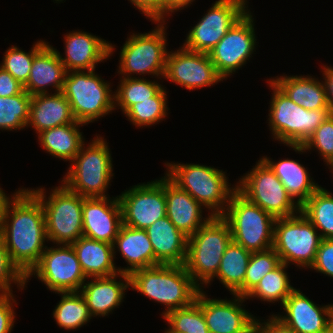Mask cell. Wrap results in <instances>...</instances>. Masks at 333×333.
Returning <instances> with one entry per match:
<instances>
[{
  "instance_id": "37",
  "label": "cell",
  "mask_w": 333,
  "mask_h": 333,
  "mask_svg": "<svg viewBox=\"0 0 333 333\" xmlns=\"http://www.w3.org/2000/svg\"><path fill=\"white\" fill-rule=\"evenodd\" d=\"M163 87L155 96L131 105L123 114L138 127L159 124L168 116L167 91Z\"/></svg>"
},
{
  "instance_id": "40",
  "label": "cell",
  "mask_w": 333,
  "mask_h": 333,
  "mask_svg": "<svg viewBox=\"0 0 333 333\" xmlns=\"http://www.w3.org/2000/svg\"><path fill=\"white\" fill-rule=\"evenodd\" d=\"M45 40H39L33 44L29 52L19 49L18 46L11 45L5 51L0 66L8 71L22 85L27 82L30 74L34 56L47 44Z\"/></svg>"
},
{
  "instance_id": "22",
  "label": "cell",
  "mask_w": 333,
  "mask_h": 333,
  "mask_svg": "<svg viewBox=\"0 0 333 333\" xmlns=\"http://www.w3.org/2000/svg\"><path fill=\"white\" fill-rule=\"evenodd\" d=\"M90 279L83 283L79 291L86 300L90 314L92 317L109 316L124 301L125 292L130 287L129 274L119 272L109 277Z\"/></svg>"
},
{
  "instance_id": "19",
  "label": "cell",
  "mask_w": 333,
  "mask_h": 333,
  "mask_svg": "<svg viewBox=\"0 0 333 333\" xmlns=\"http://www.w3.org/2000/svg\"><path fill=\"white\" fill-rule=\"evenodd\" d=\"M64 55L56 50L66 72L90 71L96 69V64L109 60L113 55L115 45L85 31H72L64 36ZM114 45V46H113Z\"/></svg>"
},
{
  "instance_id": "36",
  "label": "cell",
  "mask_w": 333,
  "mask_h": 333,
  "mask_svg": "<svg viewBox=\"0 0 333 333\" xmlns=\"http://www.w3.org/2000/svg\"><path fill=\"white\" fill-rule=\"evenodd\" d=\"M119 82L114 91V107L115 110L121 108L122 113L135 103L149 100L164 87L158 81L146 80L144 77H121Z\"/></svg>"
},
{
  "instance_id": "7",
  "label": "cell",
  "mask_w": 333,
  "mask_h": 333,
  "mask_svg": "<svg viewBox=\"0 0 333 333\" xmlns=\"http://www.w3.org/2000/svg\"><path fill=\"white\" fill-rule=\"evenodd\" d=\"M29 190L43 206L48 241L71 245L83 236V196L72 192L62 182L51 189L48 197L43 187Z\"/></svg>"
},
{
  "instance_id": "28",
  "label": "cell",
  "mask_w": 333,
  "mask_h": 333,
  "mask_svg": "<svg viewBox=\"0 0 333 333\" xmlns=\"http://www.w3.org/2000/svg\"><path fill=\"white\" fill-rule=\"evenodd\" d=\"M71 245L87 279L119 273L114 262L113 244L82 236Z\"/></svg>"
},
{
  "instance_id": "17",
  "label": "cell",
  "mask_w": 333,
  "mask_h": 333,
  "mask_svg": "<svg viewBox=\"0 0 333 333\" xmlns=\"http://www.w3.org/2000/svg\"><path fill=\"white\" fill-rule=\"evenodd\" d=\"M163 78L188 90L210 87L224 80L208 53L192 51L184 46L168 52Z\"/></svg>"
},
{
  "instance_id": "46",
  "label": "cell",
  "mask_w": 333,
  "mask_h": 333,
  "mask_svg": "<svg viewBox=\"0 0 333 333\" xmlns=\"http://www.w3.org/2000/svg\"><path fill=\"white\" fill-rule=\"evenodd\" d=\"M264 321V322H263ZM254 333H296L286 326L274 313L266 320L255 319Z\"/></svg>"
},
{
  "instance_id": "24",
  "label": "cell",
  "mask_w": 333,
  "mask_h": 333,
  "mask_svg": "<svg viewBox=\"0 0 333 333\" xmlns=\"http://www.w3.org/2000/svg\"><path fill=\"white\" fill-rule=\"evenodd\" d=\"M153 247L154 266L184 265L188 237L179 231L167 216L145 229Z\"/></svg>"
},
{
  "instance_id": "13",
  "label": "cell",
  "mask_w": 333,
  "mask_h": 333,
  "mask_svg": "<svg viewBox=\"0 0 333 333\" xmlns=\"http://www.w3.org/2000/svg\"><path fill=\"white\" fill-rule=\"evenodd\" d=\"M33 276H37L54 293L79 292L83 283L88 280L74 248L67 244L47 246L39 262L26 275V285Z\"/></svg>"
},
{
  "instance_id": "3",
  "label": "cell",
  "mask_w": 333,
  "mask_h": 333,
  "mask_svg": "<svg viewBox=\"0 0 333 333\" xmlns=\"http://www.w3.org/2000/svg\"><path fill=\"white\" fill-rule=\"evenodd\" d=\"M165 174L189 193L212 216H222L236 185L231 186L226 172L211 166L194 163L166 162Z\"/></svg>"
},
{
  "instance_id": "27",
  "label": "cell",
  "mask_w": 333,
  "mask_h": 333,
  "mask_svg": "<svg viewBox=\"0 0 333 333\" xmlns=\"http://www.w3.org/2000/svg\"><path fill=\"white\" fill-rule=\"evenodd\" d=\"M113 248L114 259L116 252L119 251L121 257L129 265L123 268L117 267L121 273L130 274L135 270L154 266L153 247L146 230L122 224L113 243Z\"/></svg>"
},
{
  "instance_id": "5",
  "label": "cell",
  "mask_w": 333,
  "mask_h": 333,
  "mask_svg": "<svg viewBox=\"0 0 333 333\" xmlns=\"http://www.w3.org/2000/svg\"><path fill=\"white\" fill-rule=\"evenodd\" d=\"M273 90L268 113V126L273 140L284 145H303L332 113L329 108L307 110L293 102L270 79Z\"/></svg>"
},
{
  "instance_id": "25",
  "label": "cell",
  "mask_w": 333,
  "mask_h": 333,
  "mask_svg": "<svg viewBox=\"0 0 333 333\" xmlns=\"http://www.w3.org/2000/svg\"><path fill=\"white\" fill-rule=\"evenodd\" d=\"M66 70L58 53L49 42L34 56L24 90L31 96L49 93L48 87L55 93L62 92Z\"/></svg>"
},
{
  "instance_id": "9",
  "label": "cell",
  "mask_w": 333,
  "mask_h": 333,
  "mask_svg": "<svg viewBox=\"0 0 333 333\" xmlns=\"http://www.w3.org/2000/svg\"><path fill=\"white\" fill-rule=\"evenodd\" d=\"M110 84L95 70L66 72L62 93L76 121L87 125L115 110Z\"/></svg>"
},
{
  "instance_id": "32",
  "label": "cell",
  "mask_w": 333,
  "mask_h": 333,
  "mask_svg": "<svg viewBox=\"0 0 333 333\" xmlns=\"http://www.w3.org/2000/svg\"><path fill=\"white\" fill-rule=\"evenodd\" d=\"M251 254V251L231 241L222 256L216 276L207 285L217 278L230 294L244 297V279Z\"/></svg>"
},
{
  "instance_id": "48",
  "label": "cell",
  "mask_w": 333,
  "mask_h": 333,
  "mask_svg": "<svg viewBox=\"0 0 333 333\" xmlns=\"http://www.w3.org/2000/svg\"><path fill=\"white\" fill-rule=\"evenodd\" d=\"M24 91V86L0 66V97H11Z\"/></svg>"
},
{
  "instance_id": "51",
  "label": "cell",
  "mask_w": 333,
  "mask_h": 333,
  "mask_svg": "<svg viewBox=\"0 0 333 333\" xmlns=\"http://www.w3.org/2000/svg\"><path fill=\"white\" fill-rule=\"evenodd\" d=\"M15 194L16 193L14 192V194L9 197L0 187V236L2 235L3 221H4V215H5V210H6L7 204L9 203V201L13 198V196Z\"/></svg>"
},
{
  "instance_id": "16",
  "label": "cell",
  "mask_w": 333,
  "mask_h": 333,
  "mask_svg": "<svg viewBox=\"0 0 333 333\" xmlns=\"http://www.w3.org/2000/svg\"><path fill=\"white\" fill-rule=\"evenodd\" d=\"M118 198L123 224L145 230L166 216L165 176L126 188Z\"/></svg>"
},
{
  "instance_id": "43",
  "label": "cell",
  "mask_w": 333,
  "mask_h": 333,
  "mask_svg": "<svg viewBox=\"0 0 333 333\" xmlns=\"http://www.w3.org/2000/svg\"><path fill=\"white\" fill-rule=\"evenodd\" d=\"M17 284L19 290L26 287V276L12 262L5 246L2 235L0 236V293H13L12 284Z\"/></svg>"
},
{
  "instance_id": "4",
  "label": "cell",
  "mask_w": 333,
  "mask_h": 333,
  "mask_svg": "<svg viewBox=\"0 0 333 333\" xmlns=\"http://www.w3.org/2000/svg\"><path fill=\"white\" fill-rule=\"evenodd\" d=\"M111 155L106 139L96 134L88 146H81L61 182L84 198L110 197L106 191L114 176Z\"/></svg>"
},
{
  "instance_id": "15",
  "label": "cell",
  "mask_w": 333,
  "mask_h": 333,
  "mask_svg": "<svg viewBox=\"0 0 333 333\" xmlns=\"http://www.w3.org/2000/svg\"><path fill=\"white\" fill-rule=\"evenodd\" d=\"M254 18L249 10L237 21L218 44L208 52L218 74L226 80L234 72L247 64L256 51L258 42L255 34Z\"/></svg>"
},
{
  "instance_id": "47",
  "label": "cell",
  "mask_w": 333,
  "mask_h": 333,
  "mask_svg": "<svg viewBox=\"0 0 333 333\" xmlns=\"http://www.w3.org/2000/svg\"><path fill=\"white\" fill-rule=\"evenodd\" d=\"M150 21H162V0H128Z\"/></svg>"
},
{
  "instance_id": "10",
  "label": "cell",
  "mask_w": 333,
  "mask_h": 333,
  "mask_svg": "<svg viewBox=\"0 0 333 333\" xmlns=\"http://www.w3.org/2000/svg\"><path fill=\"white\" fill-rule=\"evenodd\" d=\"M230 227L232 241L251 252L273 247L275 218L237 190L221 216Z\"/></svg>"
},
{
  "instance_id": "11",
  "label": "cell",
  "mask_w": 333,
  "mask_h": 333,
  "mask_svg": "<svg viewBox=\"0 0 333 333\" xmlns=\"http://www.w3.org/2000/svg\"><path fill=\"white\" fill-rule=\"evenodd\" d=\"M322 238L301 212L274 222L273 249L282 263L309 269L316 258Z\"/></svg>"
},
{
  "instance_id": "12",
  "label": "cell",
  "mask_w": 333,
  "mask_h": 333,
  "mask_svg": "<svg viewBox=\"0 0 333 333\" xmlns=\"http://www.w3.org/2000/svg\"><path fill=\"white\" fill-rule=\"evenodd\" d=\"M238 180L236 190L275 219L290 217L300 212V206L261 158L250 172Z\"/></svg>"
},
{
  "instance_id": "6",
  "label": "cell",
  "mask_w": 333,
  "mask_h": 333,
  "mask_svg": "<svg viewBox=\"0 0 333 333\" xmlns=\"http://www.w3.org/2000/svg\"><path fill=\"white\" fill-rule=\"evenodd\" d=\"M231 241L229 224L221 216H213L188 238L184 266L201 290L216 276Z\"/></svg>"
},
{
  "instance_id": "23",
  "label": "cell",
  "mask_w": 333,
  "mask_h": 333,
  "mask_svg": "<svg viewBox=\"0 0 333 333\" xmlns=\"http://www.w3.org/2000/svg\"><path fill=\"white\" fill-rule=\"evenodd\" d=\"M166 216L188 238L213 216L204 212L203 206L189 193L181 189L165 174Z\"/></svg>"
},
{
  "instance_id": "26",
  "label": "cell",
  "mask_w": 333,
  "mask_h": 333,
  "mask_svg": "<svg viewBox=\"0 0 333 333\" xmlns=\"http://www.w3.org/2000/svg\"><path fill=\"white\" fill-rule=\"evenodd\" d=\"M81 123L75 120L71 106L62 92L36 94L31 97L27 127L36 134L57 126Z\"/></svg>"
},
{
  "instance_id": "39",
  "label": "cell",
  "mask_w": 333,
  "mask_h": 333,
  "mask_svg": "<svg viewBox=\"0 0 333 333\" xmlns=\"http://www.w3.org/2000/svg\"><path fill=\"white\" fill-rule=\"evenodd\" d=\"M168 323L164 333H209L203 311L195 300L191 305L172 310L163 316Z\"/></svg>"
},
{
  "instance_id": "2",
  "label": "cell",
  "mask_w": 333,
  "mask_h": 333,
  "mask_svg": "<svg viewBox=\"0 0 333 333\" xmlns=\"http://www.w3.org/2000/svg\"><path fill=\"white\" fill-rule=\"evenodd\" d=\"M130 288L165 306L162 316L191 305L201 290L184 265L160 264L129 274Z\"/></svg>"
},
{
  "instance_id": "44",
  "label": "cell",
  "mask_w": 333,
  "mask_h": 333,
  "mask_svg": "<svg viewBox=\"0 0 333 333\" xmlns=\"http://www.w3.org/2000/svg\"><path fill=\"white\" fill-rule=\"evenodd\" d=\"M310 268L333 278V239L321 240L315 261Z\"/></svg>"
},
{
  "instance_id": "21",
  "label": "cell",
  "mask_w": 333,
  "mask_h": 333,
  "mask_svg": "<svg viewBox=\"0 0 333 333\" xmlns=\"http://www.w3.org/2000/svg\"><path fill=\"white\" fill-rule=\"evenodd\" d=\"M83 236L113 244L123 224L118 196L84 198Z\"/></svg>"
},
{
  "instance_id": "50",
  "label": "cell",
  "mask_w": 333,
  "mask_h": 333,
  "mask_svg": "<svg viewBox=\"0 0 333 333\" xmlns=\"http://www.w3.org/2000/svg\"><path fill=\"white\" fill-rule=\"evenodd\" d=\"M323 67V68H322ZM321 72L323 74V85L325 87L327 102L329 105V109L333 114V67L324 65L321 66Z\"/></svg>"
},
{
  "instance_id": "45",
  "label": "cell",
  "mask_w": 333,
  "mask_h": 333,
  "mask_svg": "<svg viewBox=\"0 0 333 333\" xmlns=\"http://www.w3.org/2000/svg\"><path fill=\"white\" fill-rule=\"evenodd\" d=\"M13 293H0V333H11L15 322V304ZM15 303V304H13Z\"/></svg>"
},
{
  "instance_id": "29",
  "label": "cell",
  "mask_w": 333,
  "mask_h": 333,
  "mask_svg": "<svg viewBox=\"0 0 333 333\" xmlns=\"http://www.w3.org/2000/svg\"><path fill=\"white\" fill-rule=\"evenodd\" d=\"M261 159L271 168L288 194L300 207L320 187L311 178L307 168L299 163V160L284 158L283 160L273 161L267 156H262Z\"/></svg>"
},
{
  "instance_id": "42",
  "label": "cell",
  "mask_w": 333,
  "mask_h": 333,
  "mask_svg": "<svg viewBox=\"0 0 333 333\" xmlns=\"http://www.w3.org/2000/svg\"><path fill=\"white\" fill-rule=\"evenodd\" d=\"M281 263L279 255L273 248L252 252L244 279V297H246L271 270Z\"/></svg>"
},
{
  "instance_id": "8",
  "label": "cell",
  "mask_w": 333,
  "mask_h": 333,
  "mask_svg": "<svg viewBox=\"0 0 333 333\" xmlns=\"http://www.w3.org/2000/svg\"><path fill=\"white\" fill-rule=\"evenodd\" d=\"M165 22L153 21V24H157L153 30L148 33H132L127 37L119 54L117 73L121 74V77L151 75L162 80L169 52Z\"/></svg>"
},
{
  "instance_id": "41",
  "label": "cell",
  "mask_w": 333,
  "mask_h": 333,
  "mask_svg": "<svg viewBox=\"0 0 333 333\" xmlns=\"http://www.w3.org/2000/svg\"><path fill=\"white\" fill-rule=\"evenodd\" d=\"M288 147L299 154L315 149L329 167L333 163V114L320 124L303 145H288Z\"/></svg>"
},
{
  "instance_id": "1",
  "label": "cell",
  "mask_w": 333,
  "mask_h": 333,
  "mask_svg": "<svg viewBox=\"0 0 333 333\" xmlns=\"http://www.w3.org/2000/svg\"><path fill=\"white\" fill-rule=\"evenodd\" d=\"M7 204L2 237L12 262L26 276L39 262L48 239L43 206L29 188H18Z\"/></svg>"
},
{
  "instance_id": "31",
  "label": "cell",
  "mask_w": 333,
  "mask_h": 333,
  "mask_svg": "<svg viewBox=\"0 0 333 333\" xmlns=\"http://www.w3.org/2000/svg\"><path fill=\"white\" fill-rule=\"evenodd\" d=\"M84 125L86 124L70 123L44 130L38 133L40 147L53 157L70 163L85 143L80 132V127Z\"/></svg>"
},
{
  "instance_id": "53",
  "label": "cell",
  "mask_w": 333,
  "mask_h": 333,
  "mask_svg": "<svg viewBox=\"0 0 333 333\" xmlns=\"http://www.w3.org/2000/svg\"><path fill=\"white\" fill-rule=\"evenodd\" d=\"M56 1V3H60V2H63L64 0H54Z\"/></svg>"
},
{
  "instance_id": "18",
  "label": "cell",
  "mask_w": 333,
  "mask_h": 333,
  "mask_svg": "<svg viewBox=\"0 0 333 333\" xmlns=\"http://www.w3.org/2000/svg\"><path fill=\"white\" fill-rule=\"evenodd\" d=\"M232 300L208 298L200 290L196 300L200 304L209 333H254L256 316L243 307L245 297L233 294ZM243 306V307H242Z\"/></svg>"
},
{
  "instance_id": "38",
  "label": "cell",
  "mask_w": 333,
  "mask_h": 333,
  "mask_svg": "<svg viewBox=\"0 0 333 333\" xmlns=\"http://www.w3.org/2000/svg\"><path fill=\"white\" fill-rule=\"evenodd\" d=\"M31 95L25 90L11 97H0V130H23L27 127Z\"/></svg>"
},
{
  "instance_id": "20",
  "label": "cell",
  "mask_w": 333,
  "mask_h": 333,
  "mask_svg": "<svg viewBox=\"0 0 333 333\" xmlns=\"http://www.w3.org/2000/svg\"><path fill=\"white\" fill-rule=\"evenodd\" d=\"M283 314H275L296 333H323L333 323V304H316L300 289H295L282 305Z\"/></svg>"
},
{
  "instance_id": "30",
  "label": "cell",
  "mask_w": 333,
  "mask_h": 333,
  "mask_svg": "<svg viewBox=\"0 0 333 333\" xmlns=\"http://www.w3.org/2000/svg\"><path fill=\"white\" fill-rule=\"evenodd\" d=\"M318 79L310 75H281L270 80L293 102L304 109L329 108L325 87Z\"/></svg>"
},
{
  "instance_id": "33",
  "label": "cell",
  "mask_w": 333,
  "mask_h": 333,
  "mask_svg": "<svg viewBox=\"0 0 333 333\" xmlns=\"http://www.w3.org/2000/svg\"><path fill=\"white\" fill-rule=\"evenodd\" d=\"M300 212L319 231L322 239H333V195L320 187L300 207Z\"/></svg>"
},
{
  "instance_id": "49",
  "label": "cell",
  "mask_w": 333,
  "mask_h": 333,
  "mask_svg": "<svg viewBox=\"0 0 333 333\" xmlns=\"http://www.w3.org/2000/svg\"><path fill=\"white\" fill-rule=\"evenodd\" d=\"M195 0H162V21H166L169 15L174 14L176 11H181L191 4ZM167 16V17H166Z\"/></svg>"
},
{
  "instance_id": "34",
  "label": "cell",
  "mask_w": 333,
  "mask_h": 333,
  "mask_svg": "<svg viewBox=\"0 0 333 333\" xmlns=\"http://www.w3.org/2000/svg\"><path fill=\"white\" fill-rule=\"evenodd\" d=\"M61 300L53 310L56 324L64 330H77L93 318L88 305L80 292H56Z\"/></svg>"
},
{
  "instance_id": "14",
  "label": "cell",
  "mask_w": 333,
  "mask_h": 333,
  "mask_svg": "<svg viewBox=\"0 0 333 333\" xmlns=\"http://www.w3.org/2000/svg\"><path fill=\"white\" fill-rule=\"evenodd\" d=\"M247 0H217L188 32L183 46L208 53L248 11Z\"/></svg>"
},
{
  "instance_id": "35",
  "label": "cell",
  "mask_w": 333,
  "mask_h": 333,
  "mask_svg": "<svg viewBox=\"0 0 333 333\" xmlns=\"http://www.w3.org/2000/svg\"><path fill=\"white\" fill-rule=\"evenodd\" d=\"M288 265L280 263L274 270L269 271L245 299H259L264 302L277 303L282 306L286 298L296 289L291 285L286 272Z\"/></svg>"
},
{
  "instance_id": "52",
  "label": "cell",
  "mask_w": 333,
  "mask_h": 333,
  "mask_svg": "<svg viewBox=\"0 0 333 333\" xmlns=\"http://www.w3.org/2000/svg\"><path fill=\"white\" fill-rule=\"evenodd\" d=\"M323 333H333V323L331 324V326Z\"/></svg>"
}]
</instances>
